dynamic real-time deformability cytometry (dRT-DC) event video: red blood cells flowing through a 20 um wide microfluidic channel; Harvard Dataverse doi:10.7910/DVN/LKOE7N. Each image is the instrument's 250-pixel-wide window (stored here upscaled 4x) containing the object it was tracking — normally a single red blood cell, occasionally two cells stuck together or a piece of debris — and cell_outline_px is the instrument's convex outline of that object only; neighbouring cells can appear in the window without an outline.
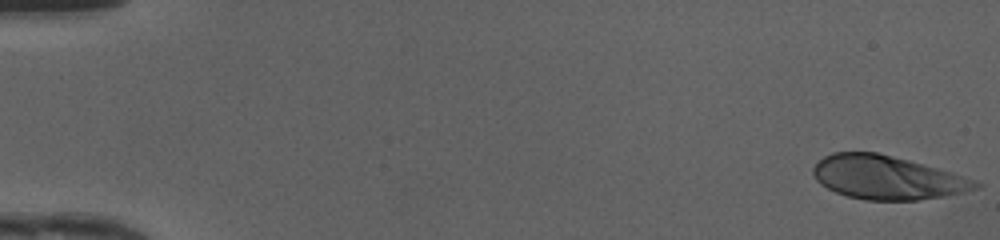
{"species": "human", "species_latin": "Homo sapiens", "temperature_condition": "cold", "stored_images_in_passage": 49, "camera_frame_rate_fps": 3000, "um_per_image_px": 0.085, "donor": {"sex": "female"}, "frame": {"image": 1, "passage_image": 1, "time_ms": 0.0, "image_size_px": [1000, 240], "cell_outline_px": [[984, 184], [980, 188], [964, 192], [944, 196], [916, 200], [864, 200], [848, 196], [836, 192], [820, 184], [816, 180], [812, 172], [812, 168], [824, 156], [832, 152], [876, 152], [908, 160], [952, 172], [976, 180]], "centroid_in_image_um": [75.42, 15.09], "position_along_channel_um": 9.6, "area_um2": 41.21}}
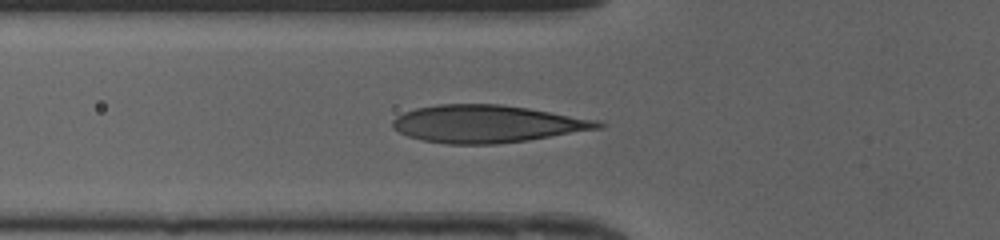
{"frame": {"image": 2, "passage_image": 18, "time_ms": 5.667, "image_size_px": [1000, 240], "cell_outline_px": [[608, 124], [604, 128], [528, 140], [496, 144], [448, 144], [424, 140], [408, 136], [392, 128], [392, 120], [396, 116], [404, 112], [416, 108], [440, 104], [500, 104], [528, 108], [596, 120]], "centroid_in_image_um": [41.41, 10.53], "position_along_channel_um": 84.4, "area_um2": 44.8}}
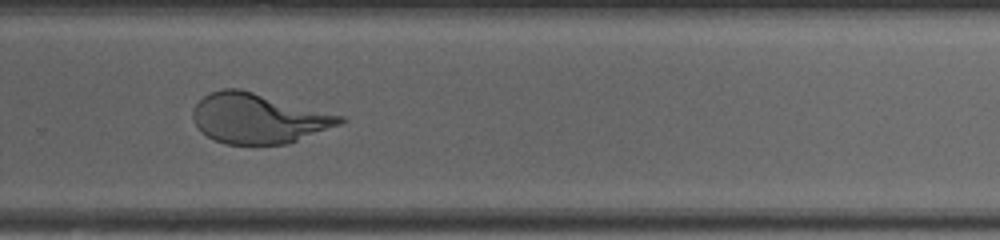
{"frame": {"image": 3, "passage_image": 34, "time_ms": 11.0, "image_size_px": [1000, 240], "cell_outline_px": [[348, 120], [340, 124], [288, 144], [224, 144], [200, 132], [196, 128], [192, 116], [192, 112], [196, 104], [204, 96], [212, 92], [224, 88], [240, 88], [344, 116]], "centroid_in_image_um": [21.95, 10.06], "position_along_channel_um": 307.9, "area_um2": 42.83}, "authors_computed_cell_mechanics": {"area_um2": 43.2922, "velocity_mm_per_s": 4.184, "shape_relaxation_time_tau1_ms": 4.9271, "shape_relaxation_time_tau2_ms": null, "deformation_change_tau1": 0.2456, "deformation_change_tau2": null}}